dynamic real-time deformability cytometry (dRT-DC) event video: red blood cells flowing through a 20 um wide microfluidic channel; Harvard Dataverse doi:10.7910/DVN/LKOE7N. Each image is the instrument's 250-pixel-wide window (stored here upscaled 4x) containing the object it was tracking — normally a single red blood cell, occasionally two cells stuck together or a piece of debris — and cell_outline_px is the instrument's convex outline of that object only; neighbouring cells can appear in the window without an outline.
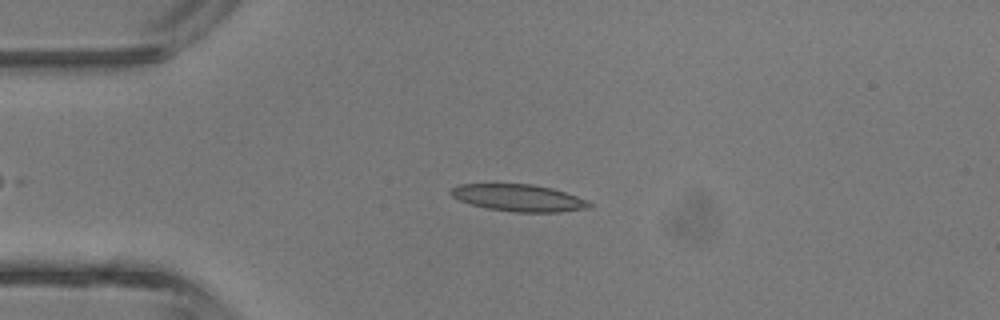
{"species": "common noctule bat (a hibernating species)", "species_latin": "Nyctalus noctula", "temperature_condition": "room temperature", "stored_images_in_passage": 30, "camera_frame_rate_fps": 3000, "um_per_image_px": 0.085, "animal": {"sex": "male", "body_mass_g": 13.3}, "frame": {"image": 1, "passage_image": 1, "time_ms": 0.0, "image_size_px": [1000, 320], "cell_outline_px": [[592, 208], [560, 212], [516, 212], [488, 208], [472, 204], [460, 200], [452, 196], [448, 192], [452, 188], [460, 184], [532, 184], [552, 188], [588, 200], [592, 204]], "centroid_in_image_um": [44.13, 16.82], "position_along_channel_um": 40.9, "area_um2": 21.68}}
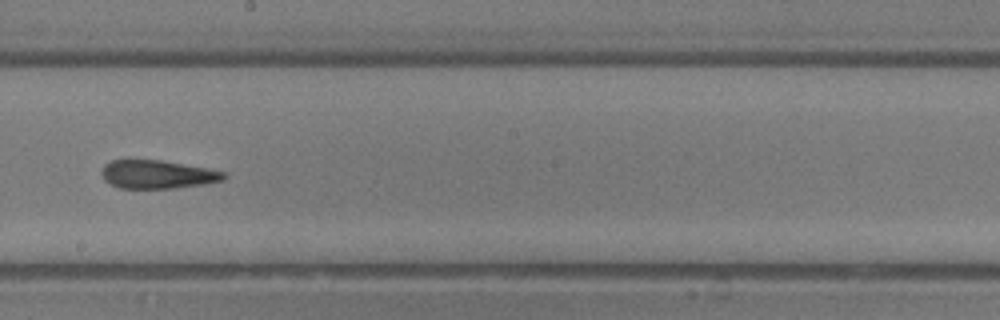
{"frame": {"image": 2, "passage_image": 15, "time_ms": 4.667, "image_size_px": [1000, 320], "cell_outline_px": [[224, 180], [204, 184], [172, 188], [120, 188], [104, 180], [100, 172], [104, 164], [112, 160], [128, 156], [160, 160], [204, 168], [224, 172]], "centroid_in_image_um": [13.25, 14.78], "position_along_channel_um": 234.9, "area_um2": 20.58}}
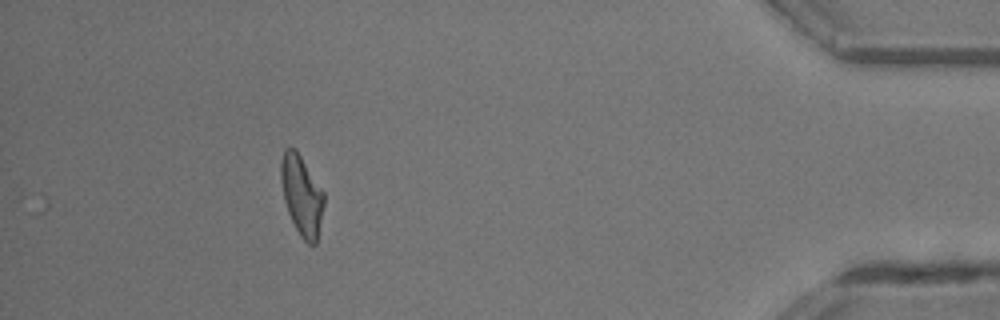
{"frame": {"image": 3, "passage_image": 30, "time_ms": 9.667, "image_size_px": [1000, 320], "cell_outline_px": [[324, 204], [316, 244], [308, 244], [300, 236], [288, 212], [284, 200], [280, 180], [280, 164], [284, 148], [296, 148], [324, 192]], "centroid_in_image_um": [25.63, 16.57], "position_along_channel_um": 409.6, "area_um2": 20.06}, "authors_computed_cell_mechanics": {"area_um2": 20.5479, "velocity_mm_per_s": 4.6877, "shape_relaxation_time_tau1_ms": 7.9659, "shape_relaxation_time_tau2_ms": 1.832, "deformation_change_tau1": 0.2625, "deformation_change_tau2": 0.1239}}